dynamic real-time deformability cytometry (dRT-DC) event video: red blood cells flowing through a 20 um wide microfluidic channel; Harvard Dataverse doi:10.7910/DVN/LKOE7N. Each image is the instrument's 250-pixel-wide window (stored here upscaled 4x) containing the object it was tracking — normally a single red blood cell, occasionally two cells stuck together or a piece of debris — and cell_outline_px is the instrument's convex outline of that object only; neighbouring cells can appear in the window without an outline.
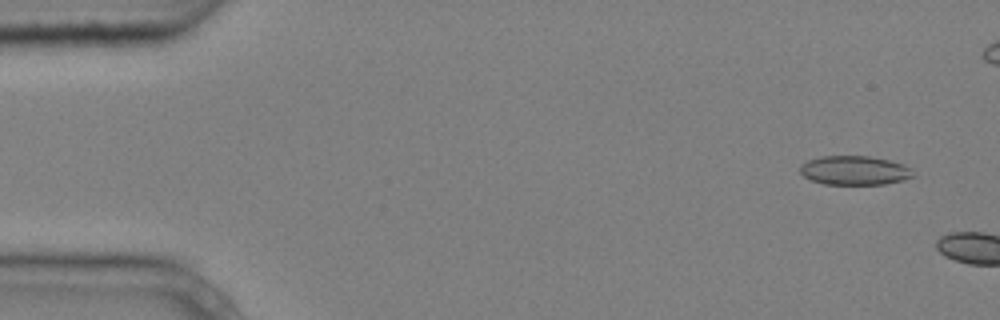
{"species": "common noctule bat (a hibernating species)", "species_latin": "Nyctalus noctula", "temperature_condition": "cold", "stored_images_in_passage": 2, "camera_frame_rate_fps": 3000, "um_per_image_px": 0.085, "animal": {"sex": "male", "body_mass_g": 20.4}, "frame": {"image": 1, "passage_image": 1, "time_ms": 0.0, "image_size_px": [1000, 320], "cell_outline_px": [[916, 176], [904, 180], [884, 184], [824, 184], [812, 180], [804, 176], [800, 172], [800, 164], [808, 160], [820, 156], [868, 156], [888, 160], [912, 168]], "centroid_in_image_um": [72.64, 14.48], "position_along_channel_um": 12.4, "area_um2": 19.19}}